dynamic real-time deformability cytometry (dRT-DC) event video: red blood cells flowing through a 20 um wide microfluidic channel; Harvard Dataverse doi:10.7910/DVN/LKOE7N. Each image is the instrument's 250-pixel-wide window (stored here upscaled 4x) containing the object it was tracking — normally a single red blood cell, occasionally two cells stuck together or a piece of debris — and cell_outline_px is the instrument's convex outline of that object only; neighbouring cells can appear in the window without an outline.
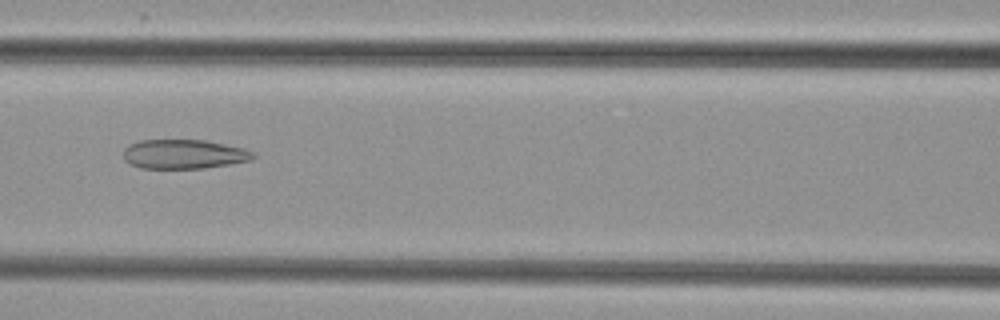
{"species": "common noctule bat (a hibernating species)", "species_latin": "Nyctalus noctula", "temperature_condition": "cold", "stored_images_in_passage": 7, "camera_frame_rate_fps": 3000, "um_per_image_px": 0.085, "animal": {"sex": "female", "body_mass_g": 29.2, "forearm_length_mm": 56.3}, "frame": {"image": 1, "passage_image": 7, "time_ms": 7.0, "image_size_px": [1000, 320], "cell_outline_px": [[256, 156], [252, 160], [204, 168], [140, 168], [128, 164], [124, 160], [124, 148], [128, 144], [140, 140], [204, 140], [244, 148], [252, 152]], "centroid_in_image_um": [15.59, 13.1], "position_along_channel_um": 151.0, "area_um2": 22.2}}